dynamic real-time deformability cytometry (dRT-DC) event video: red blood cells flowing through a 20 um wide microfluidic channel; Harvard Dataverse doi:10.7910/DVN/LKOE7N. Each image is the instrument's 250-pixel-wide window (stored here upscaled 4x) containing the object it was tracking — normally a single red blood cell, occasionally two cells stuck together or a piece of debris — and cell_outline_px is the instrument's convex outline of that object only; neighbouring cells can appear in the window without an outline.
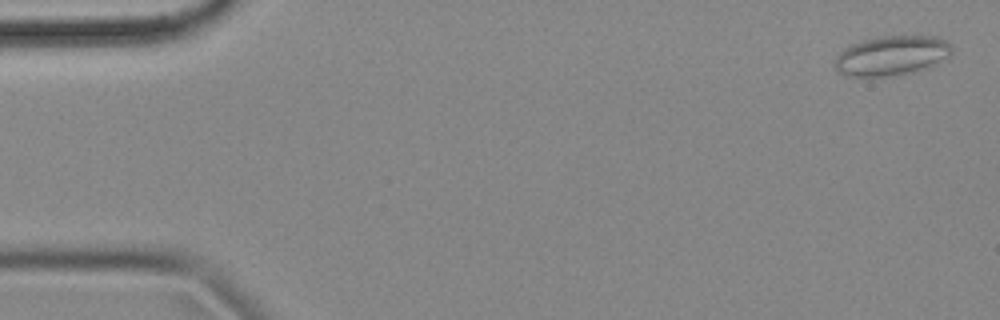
{"species": "common noctule bat (a hibernating species)", "species_latin": "Nyctalus noctula", "temperature_condition": "cold", "stored_images_in_passage": 56, "camera_frame_rate_fps": 3000, "um_per_image_px": 0.085, "animal": {"sex": "female", "body_mass_g": 18.4}, "frame": {"image": 1, "passage_image": 2, "time_ms": 0.333, "image_size_px": [1000, 320], "cell_outline_px": [[952, 52], [948, 56], [924, 68], [912, 72], [888, 76], [848, 76], [840, 72], [836, 68], [832, 60], [844, 48], [852, 44], [864, 40], [884, 36], [936, 36], [944, 40], [952, 48]], "centroid_in_image_um": [75.73, 4.72], "position_along_channel_um": 9.3, "area_um2": 26.59}}
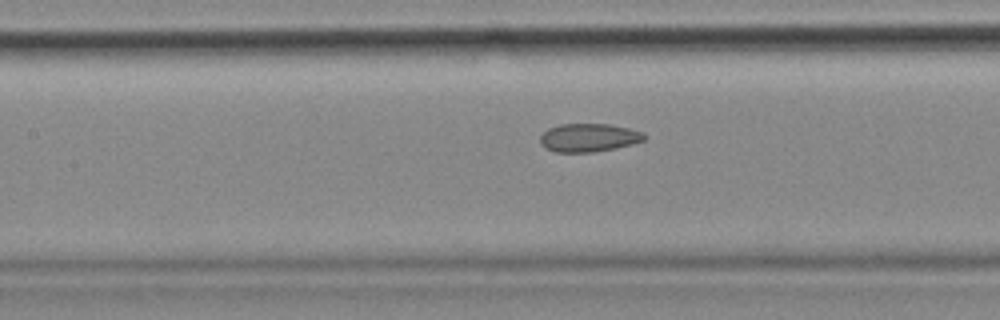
{"frame": {"image": 2, "passage_image": 25, "time_ms": 8.0, "image_size_px": [1000, 320], "cell_outline_px": [[644, 140], [632, 144], [616, 148], [592, 152], [556, 152], [540, 144], [540, 136], [548, 128], [560, 124], [608, 124], [628, 128], [644, 132]], "centroid_in_image_um": [50.03, 11.69], "position_along_channel_um": 157.4, "area_um2": 17.05}}
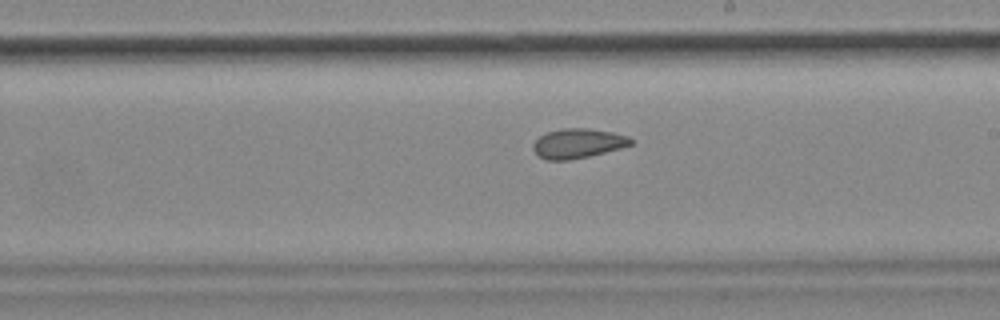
{"frame": {"image": 3, "passage_image": 32, "time_ms": 10.333, "image_size_px": [1000, 320], "cell_outline_px": [[636, 140], [632, 144], [620, 148], [588, 156], [568, 160], [548, 160], [540, 156], [532, 148], [532, 144], [540, 136], [548, 132], [560, 128], [588, 128], [612, 132], [628, 136]], "centroid_in_image_um": [49.14, 12.17], "position_along_channel_um": 239.9, "area_um2": 16.76}, "authors_computed_cell_mechanics": {"area_um2": 17.918, "velocity_mm_per_s": 3.5643, "shape_relaxation_time_tau1_ms": null, "shape_relaxation_time_tau2_ms": 2.9208, "deformation_change_tau1": null, "deformation_change_tau2": 0.0792}}